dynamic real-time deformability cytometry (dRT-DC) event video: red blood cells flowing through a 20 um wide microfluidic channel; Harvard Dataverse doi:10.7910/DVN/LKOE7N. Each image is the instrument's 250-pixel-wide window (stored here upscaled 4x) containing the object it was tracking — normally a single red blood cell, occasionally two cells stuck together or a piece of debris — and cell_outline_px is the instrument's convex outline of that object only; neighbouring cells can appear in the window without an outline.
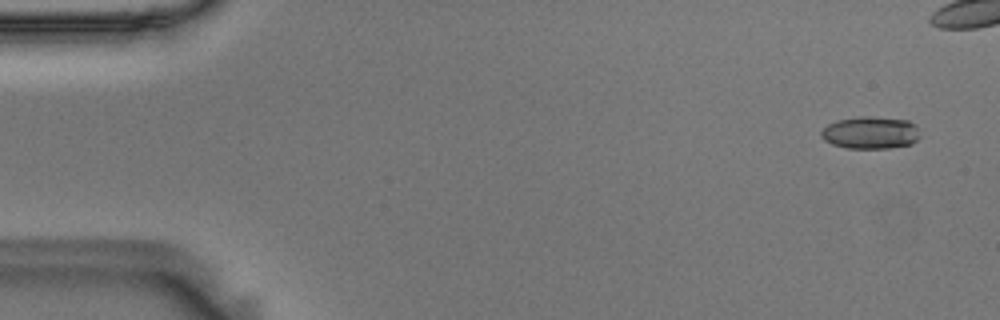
{"species": "Egyptian fruit bat (a non-hibernating species)", "species_latin": "Rousettus aegyptiacus", "temperature_condition": "room temperature", "stored_images_in_passage": 45, "camera_frame_rate_fps": 3000, "um_per_image_px": 0.085, "animal": {"sex": "male"}, "frame": {"image": 1, "passage_image": 2, "time_ms": 0.333, "image_size_px": [1000, 320], "cell_outline_px": [[920, 136], [912, 144], [888, 148], [848, 148], [832, 144], [824, 140], [820, 136], [820, 132], [828, 124], [836, 120], [860, 116], [864, 116], [908, 120], [916, 124]], "centroid_in_image_um": [73.99, 11.28], "position_along_channel_um": 11.0, "area_um2": 18.67}}
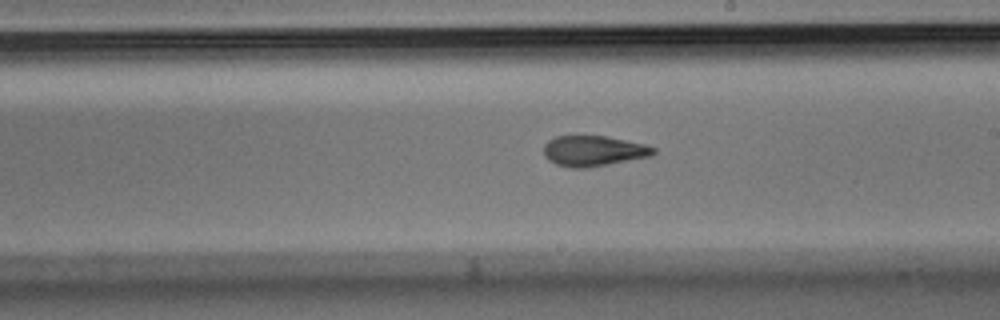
{"frame": {"image": 2, "passage_image": 31, "time_ms": 10.0, "image_size_px": [1000, 320], "cell_outline_px": [[656, 152], [652, 156], [588, 168], [572, 168], [556, 164], [548, 160], [544, 156], [544, 144], [548, 140], [556, 136], [608, 136], [644, 144], [656, 148]], "centroid_in_image_um": [50.45, 12.83], "position_along_channel_um": 238.6, "area_um2": 19.65}}
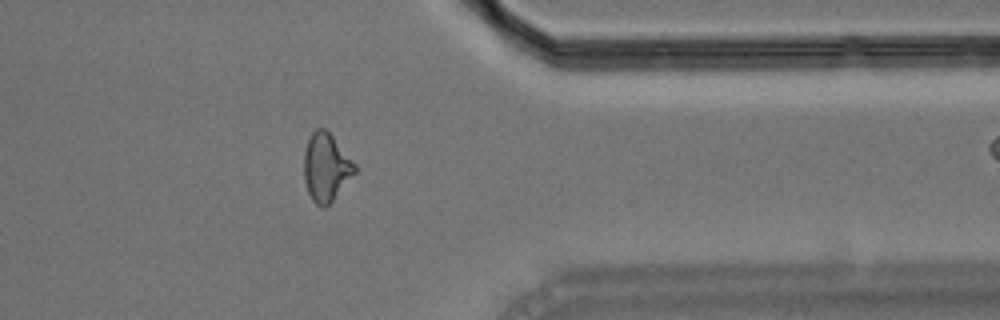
{"frame": {"image": 3, "passage_image": 44, "time_ms": 14.333, "image_size_px": [1000, 320], "cell_outline_px": [[356, 172], [332, 200], [324, 208], [316, 204], [312, 200], [308, 192], [304, 180], [304, 152], [308, 140], [312, 132], [316, 128], [324, 128], [332, 136], [356, 164]], "centroid_in_image_um": [27.7, 14.22], "position_along_channel_um": 383.7, "area_um2": 19.88}}